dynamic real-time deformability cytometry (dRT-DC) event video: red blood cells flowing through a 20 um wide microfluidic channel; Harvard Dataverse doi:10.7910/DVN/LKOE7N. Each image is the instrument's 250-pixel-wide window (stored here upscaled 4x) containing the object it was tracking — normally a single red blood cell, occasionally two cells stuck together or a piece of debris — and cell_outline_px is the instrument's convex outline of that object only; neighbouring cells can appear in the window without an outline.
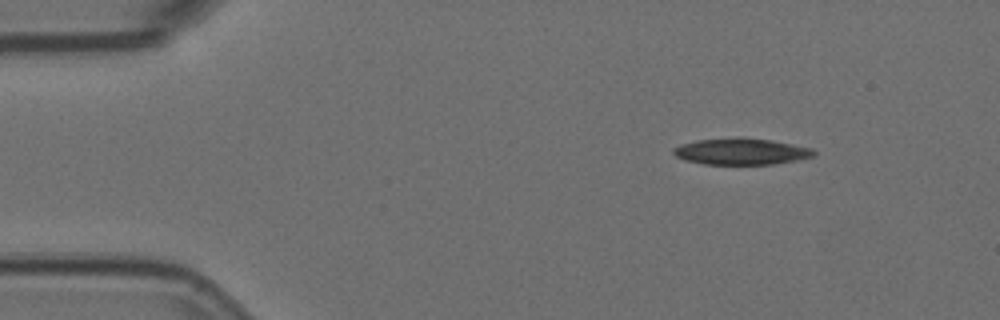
{"species": "Egyptian fruit bat (a non-hibernating species)", "species_latin": "Rousettus aegyptiacus", "temperature_condition": "room temperature", "stored_images_in_passage": 5, "camera_frame_rate_fps": 3000, "um_per_image_px": 0.085, "animal": {"sex": "female"}, "frame": {"image": 1, "passage_image": 1, "time_ms": 0.0, "image_size_px": [1000, 320], "cell_outline_px": [[816, 156], [796, 160], [772, 164], [704, 164], [684, 160], [676, 156], [672, 152], [672, 148], [680, 144], [696, 140], [736, 136], [740, 136], [772, 140], [812, 148], [816, 152]], "centroid_in_image_um": [62.98, 12.86], "position_along_channel_um": 22.0, "area_um2": 21.96}}
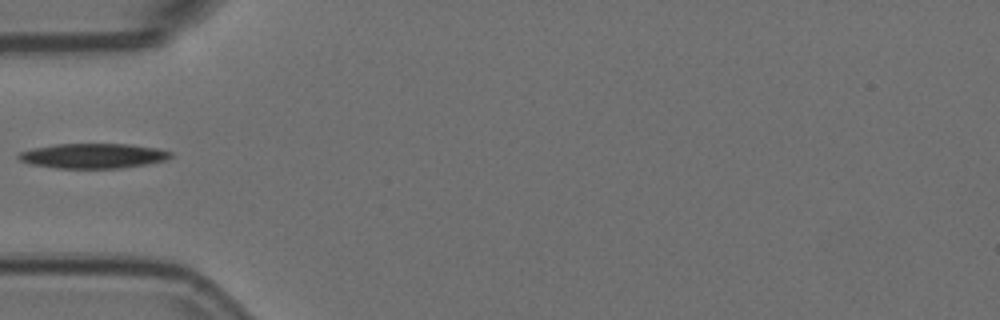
{"frame": {"image": 2, "passage_image": 4, "time_ms": 1.0, "image_size_px": [1000, 320], "cell_outline_px": [[172, 156], [168, 160], [148, 164], [120, 168], [56, 168], [28, 164], [20, 160], [16, 156], [20, 152], [32, 148], [56, 144], [128, 144], [156, 148], [172, 152]], "centroid_in_image_um": [7.91, 13.25], "position_along_channel_um": 77.1, "area_um2": 22.2}}
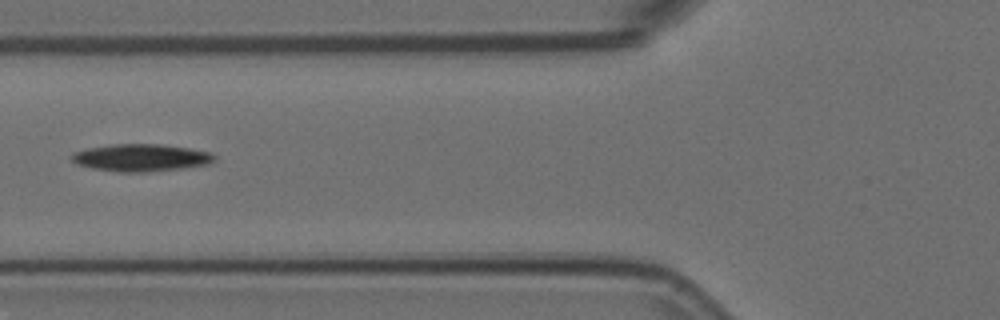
{"frame": {"image": 3, "passage_image": 5, "time_ms": 1.333, "image_size_px": [1000, 320], "cell_outline_px": [[216, 160], [212, 164], [184, 168], [148, 172], [120, 172], [92, 168], [76, 164], [72, 160], [72, 152], [88, 148], [112, 144], [160, 144], [188, 148], [212, 152], [216, 156]], "centroid_in_image_um": [12.04, 13.41], "position_along_channel_um": 113.8, "area_um2": 22.95}}